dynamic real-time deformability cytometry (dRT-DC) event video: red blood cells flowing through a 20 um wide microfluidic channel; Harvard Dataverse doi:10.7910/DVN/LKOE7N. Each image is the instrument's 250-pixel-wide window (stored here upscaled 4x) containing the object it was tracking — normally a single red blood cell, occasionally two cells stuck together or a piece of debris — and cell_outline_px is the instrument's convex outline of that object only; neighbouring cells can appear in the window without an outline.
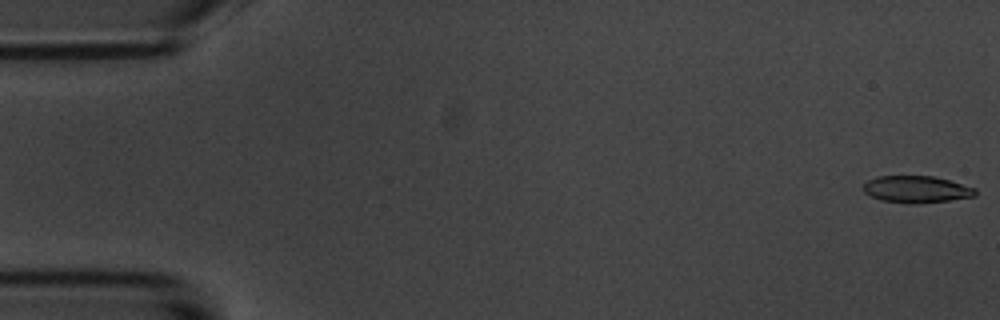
{"species": "common noctule bat (a hibernating species)", "species_latin": "Nyctalus noctula", "temperature_condition": "room temperature", "stored_images_in_passage": 56, "camera_frame_rate_fps": 3000, "um_per_image_px": 0.085, "animal": {"sex": "male", "body_mass_g": 20.1, "forearm_length_mm": 53.5}, "frame": {"image": 1, "passage_image": 1, "time_ms": 0.0, "image_size_px": [1000, 320], "cell_outline_px": [[976, 196], [948, 200], [916, 204], [908, 204], [880, 200], [864, 192], [860, 188], [868, 180], [876, 176], [932, 176], [948, 180], [976, 188]], "centroid_in_image_um": [77.86, 16.09], "position_along_channel_um": 7.1, "area_um2": 17.63}}
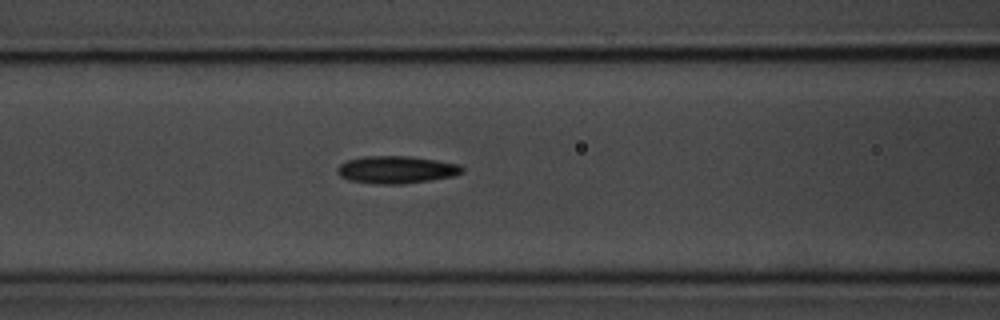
{"frame": {"image": 2, "passage_image": 23, "time_ms": 7.333, "image_size_px": [1000, 320], "cell_outline_px": [[464, 172], [452, 176], [404, 184], [376, 184], [348, 180], [340, 176], [336, 172], [336, 168], [340, 164], [348, 160], [364, 156], [408, 156], [436, 160], [460, 164], [464, 168]], "centroid_in_image_um": [33.67, 14.42], "position_along_channel_um": 132.9, "area_um2": 20.0}}
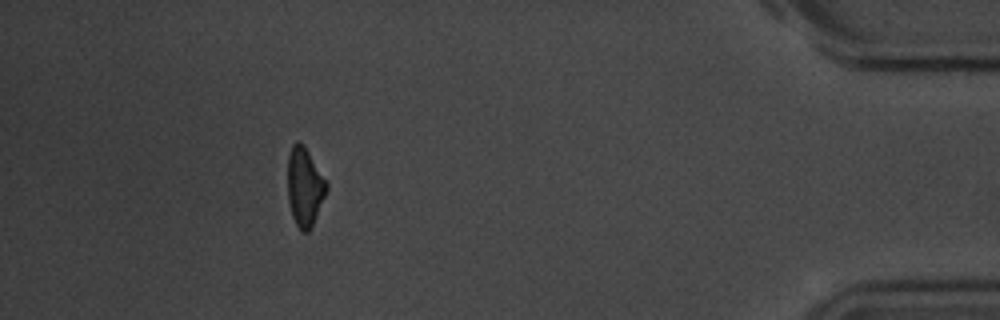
{"frame": {"image": 3, "passage_image": 51, "time_ms": 16.667, "image_size_px": [1000, 320], "cell_outline_px": [[328, 188], [312, 228], [308, 232], [300, 232], [292, 216], [288, 200], [288, 156], [292, 144], [296, 140], [300, 140], [304, 144], [328, 184]], "centroid_in_image_um": [25.89, 15.88], "position_along_channel_um": 409.3, "area_um2": 18.03}, "authors_computed_cell_mechanics": {"area_um2": 18.785, "velocity_mm_per_s": 3.5685, "shape_relaxation_time_tau1_ms": 3.2834, "shape_relaxation_time_tau2_ms": 4.5244, "deformation_change_tau1": 0.1198, "deformation_change_tau2": 0.1386}}